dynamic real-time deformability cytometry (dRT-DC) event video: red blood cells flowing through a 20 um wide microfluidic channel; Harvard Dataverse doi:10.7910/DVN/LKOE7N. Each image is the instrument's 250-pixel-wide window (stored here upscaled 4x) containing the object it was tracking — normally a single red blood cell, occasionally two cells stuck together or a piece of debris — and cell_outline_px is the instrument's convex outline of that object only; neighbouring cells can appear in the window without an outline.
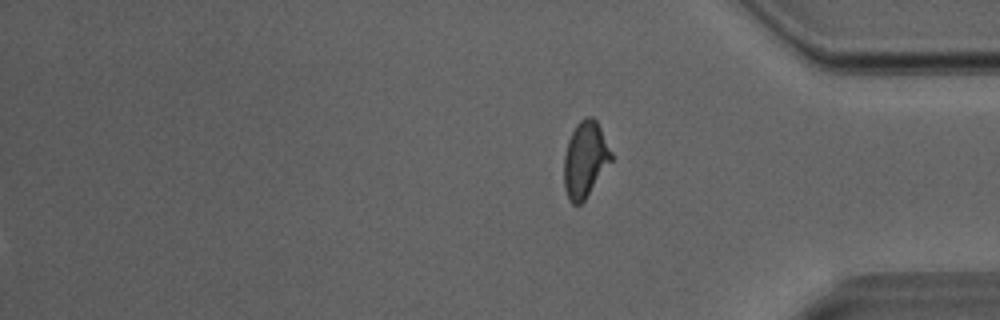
{"species": "Egyptian fruit bat (a non-hibernating species)", "species_latin": "Rousettus aegyptiacus", "temperature_condition": "room temperature", "stored_images_in_passage": 37, "segment_of_instrument_passage": [2, 2], "camera_frame_rate_fps": 3000, "um_per_image_px": 0.085, "animal": {"sex": "male"}, "frame": {"image": 1, "passage_image": 37, "time_ms": 12.0, "image_size_px": [1000, 320], "cell_outline_px": [[612, 160], [584, 200], [580, 204], [572, 204], [568, 200], [564, 188], [564, 156], [568, 140], [576, 124], [584, 116], [592, 116], [596, 120], [612, 152]], "centroid_in_image_um": [49.72, 13.54], "position_along_channel_um": 385.5, "area_um2": 20.81}}